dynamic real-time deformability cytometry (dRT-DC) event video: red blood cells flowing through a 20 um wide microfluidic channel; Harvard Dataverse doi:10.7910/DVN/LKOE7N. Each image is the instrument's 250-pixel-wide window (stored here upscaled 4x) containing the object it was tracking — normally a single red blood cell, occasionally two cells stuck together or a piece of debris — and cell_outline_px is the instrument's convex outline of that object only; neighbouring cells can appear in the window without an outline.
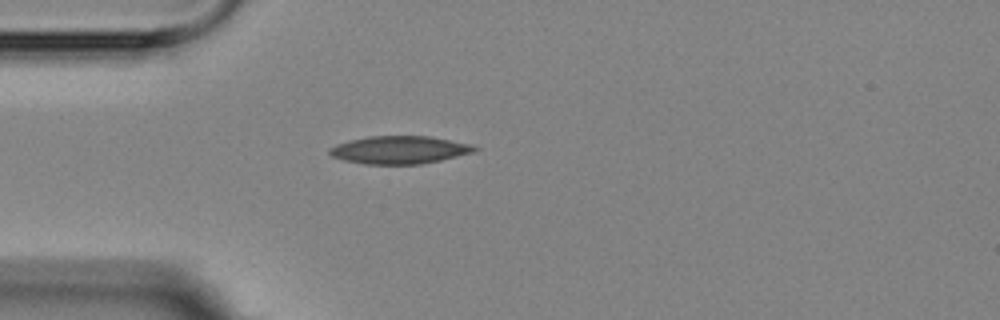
{"species": "Egyptian fruit bat (a non-hibernating species)", "species_latin": "Rousettus aegyptiacus", "temperature_condition": "room temperature", "stored_images_in_passage": 2, "camera_frame_rate_fps": 3000, "um_per_image_px": 0.085, "animal": {"sex": "female"}, "frame": {"image": 1, "passage_image": 2, "time_ms": 2.667, "image_size_px": [1000, 320], "cell_outline_px": [[480, 148], [476, 152], [440, 160], [420, 164], [364, 164], [344, 160], [332, 156], [328, 152], [328, 148], [336, 144], [348, 140], [368, 136], [428, 136], [472, 144]], "centroid_in_image_um": [33.96, 12.73], "position_along_channel_um": 51.0, "area_um2": 23.64}}